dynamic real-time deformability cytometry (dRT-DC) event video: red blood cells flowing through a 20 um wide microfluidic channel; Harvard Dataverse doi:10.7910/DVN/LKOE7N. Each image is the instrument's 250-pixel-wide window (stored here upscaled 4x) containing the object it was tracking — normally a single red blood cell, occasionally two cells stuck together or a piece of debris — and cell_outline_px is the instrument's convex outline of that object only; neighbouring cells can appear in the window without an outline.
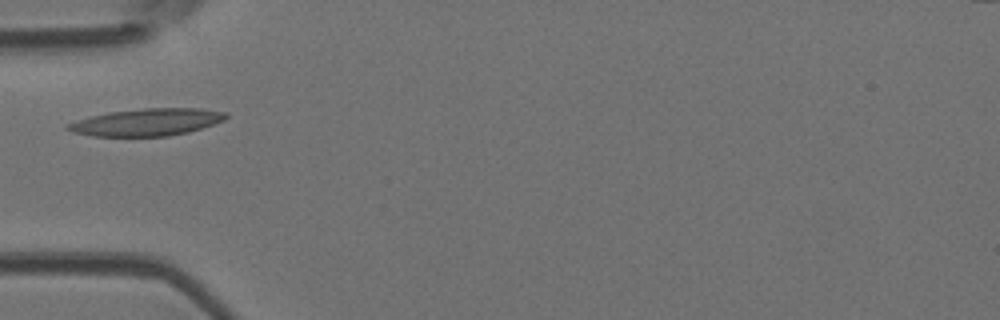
{"species": "Egyptian fruit bat (a non-hibernating species)", "species_latin": "Rousettus aegyptiacus", "temperature_condition": "room temperature", "stored_images_in_passage": 1, "camera_frame_rate_fps": 3000, "um_per_image_px": 0.085, "animal": {"sex": "female"}, "frame": {"image": 1, "passage_image": 1, "time_ms": 0.0, "image_size_px": [1000, 320], "cell_outline_px": [[228, 116], [224, 120], [188, 132], [168, 136], [92, 136], [72, 132], [64, 128], [64, 124], [92, 116], [108, 112], [144, 108], [200, 108], [224, 112]], "centroid_in_image_um": [12.43, 10.38], "position_along_channel_um": 72.6, "area_um2": 24.97}}